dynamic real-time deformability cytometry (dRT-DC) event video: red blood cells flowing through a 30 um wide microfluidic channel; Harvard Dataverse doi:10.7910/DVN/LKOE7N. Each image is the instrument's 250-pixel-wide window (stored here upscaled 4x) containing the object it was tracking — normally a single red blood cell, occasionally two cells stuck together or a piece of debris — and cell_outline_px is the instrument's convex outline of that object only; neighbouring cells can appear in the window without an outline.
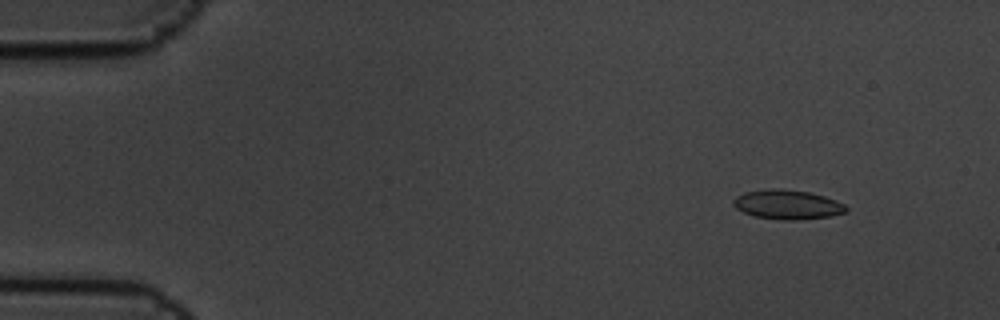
{"species": "common noctule bat (a hibernating species)", "species_latin": "Nyctalus noctula", "temperature_condition": "cold", "stored_images_in_passage": 10, "camera_frame_rate_fps": 3000, "um_per_image_px": 0.085, "animal": {"sex": "male", "body_mass_g": 19.5, "forearm_length_mm": 54.6}, "frame": {"image": 1, "passage_image": 2, "time_ms": 0.333, "image_size_px": [1000, 320], "cell_outline_px": [[848, 212], [828, 216], [796, 220], [784, 220], [752, 216], [736, 208], [732, 204], [732, 200], [736, 196], [744, 192], [772, 188], [780, 188], [808, 192], [824, 196], [836, 200], [844, 204], [848, 208]], "centroid_in_image_um": [66.91, 17.38], "position_along_channel_um": 18.1, "area_um2": 19.36}}
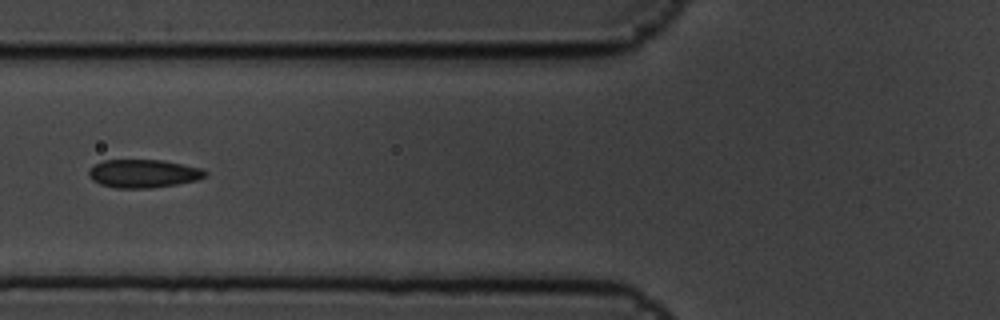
{"frame": {"image": 2, "passage_image": 7, "time_ms": 2.0, "image_size_px": [1000, 320], "cell_outline_px": [[208, 176], [196, 180], [176, 184], [148, 188], [116, 188], [100, 184], [92, 180], [88, 176], [88, 168], [104, 160], [160, 160], [200, 168], [208, 172]], "centroid_in_image_um": [12.15, 14.75], "position_along_channel_um": 113.6, "area_um2": 19.07}}
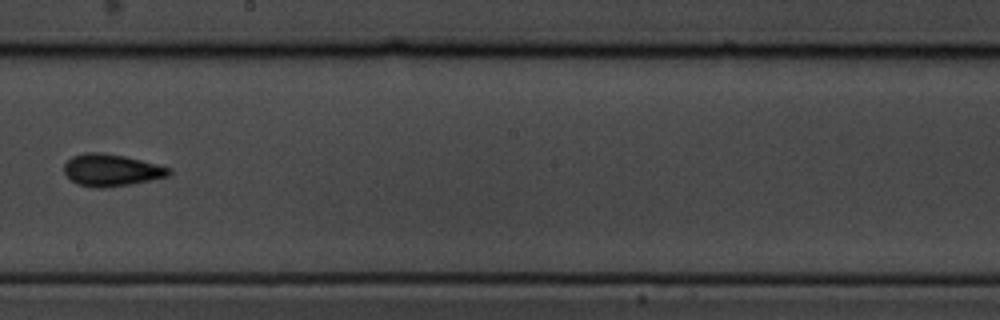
{"frame": {"image": 3, "passage_image": 10, "time_ms": 3.0, "image_size_px": [1000, 320], "cell_outline_px": [[172, 172], [168, 176], [132, 184], [108, 188], [92, 188], [76, 184], [64, 172], [64, 164], [72, 156], [84, 152], [100, 152], [124, 156], [172, 168]], "centroid_in_image_um": [9.45, 14.47], "position_along_channel_um": 238.7, "area_um2": 19.71}}